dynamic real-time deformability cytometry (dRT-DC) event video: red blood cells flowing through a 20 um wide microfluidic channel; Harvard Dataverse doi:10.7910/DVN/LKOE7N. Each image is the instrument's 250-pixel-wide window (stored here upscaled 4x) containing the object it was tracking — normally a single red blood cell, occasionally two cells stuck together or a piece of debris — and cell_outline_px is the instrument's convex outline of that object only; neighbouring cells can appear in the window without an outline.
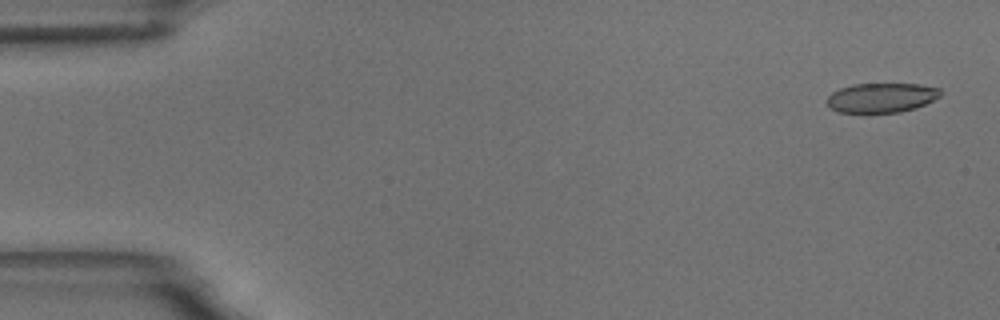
{"species": "common noctule bat (a hibernating species)", "species_latin": "Nyctalus noctula", "temperature_condition": "room temperature", "stored_images_in_passage": 57, "camera_frame_rate_fps": 3000, "um_per_image_px": 0.085, "animal": {"sex": "male", "body_mass_g": 18.8}, "frame": {"image": 1, "passage_image": 2, "time_ms": 0.333, "image_size_px": [1000, 320], "cell_outline_px": [[940, 96], [916, 108], [900, 112], [836, 112], [824, 100], [832, 92], [840, 88], [852, 84], [920, 84], [940, 88]], "centroid_in_image_um": [74.9, 8.3], "position_along_channel_um": 10.1, "area_um2": 19.48}}
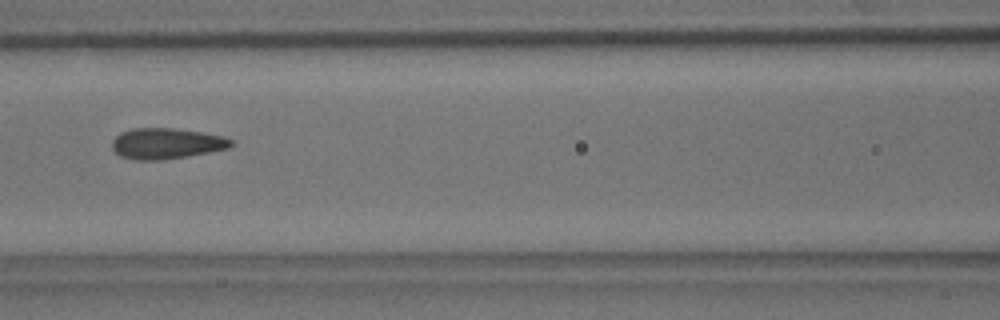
{"frame": {"image": 2, "passage_image": 25, "time_ms": 8.0, "image_size_px": [1000, 320], "cell_outline_px": [[236, 144], [228, 148], [208, 152], [160, 160], [136, 160], [120, 156], [112, 148], [112, 140], [120, 132], [132, 128], [172, 128], [200, 132], [224, 136], [232, 140]], "centroid_in_image_um": [14.13, 12.19], "position_along_channel_um": 152.5, "area_um2": 21.27}}
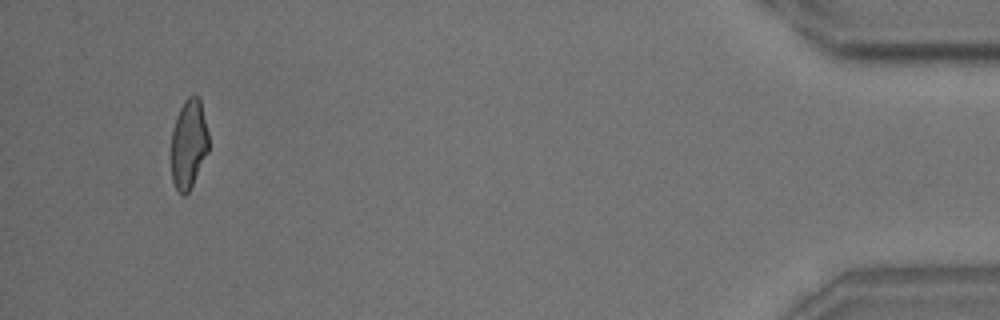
{"frame": {"image": 3, "passage_image": 54, "time_ms": 17.667, "image_size_px": [1000, 320], "cell_outline_px": [[208, 152], [188, 192], [184, 196], [176, 188], [172, 180], [172, 128], [176, 116], [184, 100], [188, 96], [200, 96], [208, 132]], "centroid_in_image_um": [16.04, 12.19], "position_along_channel_um": 419.2, "area_um2": 19.36}, "authors_computed_cell_mechanics": {"area_um2": 21.1548, "velocity_mm_per_s": 3.5238, "shape_relaxation_time_tau1_ms": 7.1018, "shape_relaxation_time_tau2_ms": 1.2176, "deformation_change_tau1": 0.1672, "deformation_change_tau2": 0.0635}}